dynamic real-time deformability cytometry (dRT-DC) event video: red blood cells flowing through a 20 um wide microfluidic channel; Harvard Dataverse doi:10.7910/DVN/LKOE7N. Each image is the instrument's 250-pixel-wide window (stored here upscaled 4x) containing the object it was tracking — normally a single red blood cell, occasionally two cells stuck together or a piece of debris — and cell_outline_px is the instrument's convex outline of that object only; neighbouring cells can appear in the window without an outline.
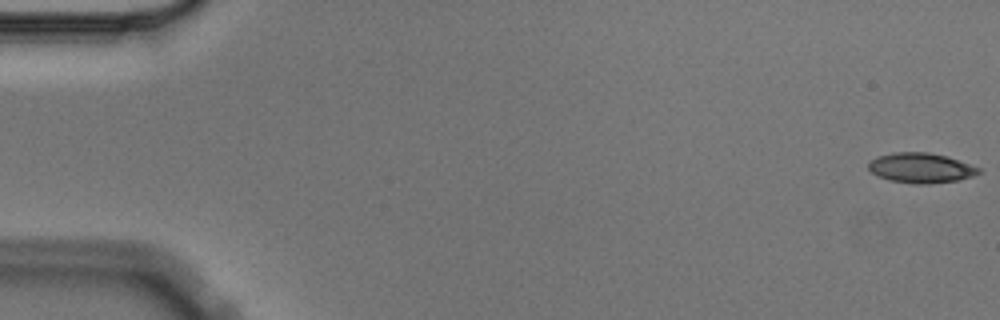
{"species": "Egyptian fruit bat (a non-hibernating species)", "species_latin": "Rousettus aegyptiacus", "temperature_condition": "cold", "stored_images_in_passage": 7, "camera_frame_rate_fps": 3000, "um_per_image_px": 0.085, "animal": {"sex": "male"}, "frame": {"image": 1, "passage_image": 1, "time_ms": 0.0, "image_size_px": [1000, 320], "cell_outline_px": [[984, 172], [960, 180], [928, 184], [916, 184], [888, 180], [872, 172], [868, 168], [868, 164], [876, 156], [892, 152], [928, 152], [948, 156], [980, 168]], "centroid_in_image_um": [78.3, 14.27], "position_along_channel_um": 6.7, "area_um2": 19.42}}
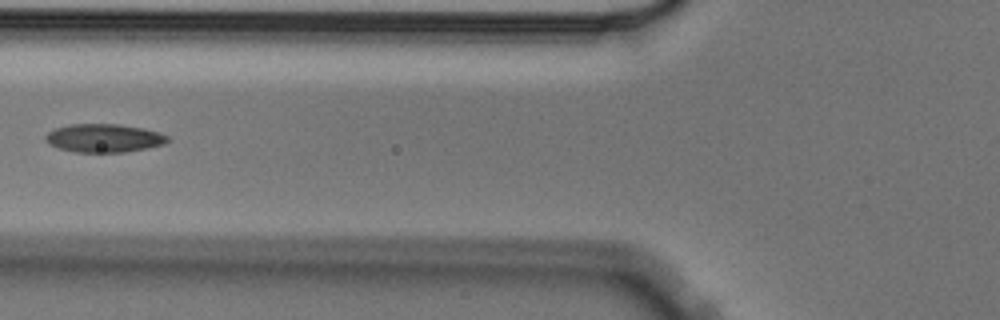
{"frame": {"image": 2, "passage_image": 6, "time_ms": 1.667, "image_size_px": [1000, 320], "cell_outline_px": [[168, 140], [164, 144], [148, 148], [124, 152], [76, 152], [60, 148], [48, 144], [44, 136], [48, 132], [56, 128], [72, 124], [120, 124], [144, 128], [160, 132], [168, 136]], "centroid_in_image_um": [8.85, 11.73], "position_along_channel_um": 116.9, "area_um2": 20.17}}
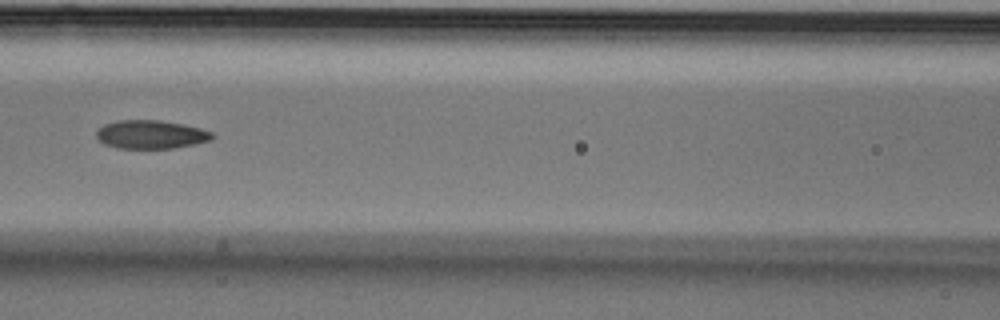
{"frame": {"image": 3, "passage_image": 7, "time_ms": 2.0, "image_size_px": [1000, 320], "cell_outline_px": [[216, 136], [212, 140], [196, 144], [172, 148], [116, 148], [104, 144], [96, 136], [96, 132], [104, 124], [116, 120], [160, 120], [184, 124], [200, 128], [212, 132]], "centroid_in_image_um": [12.85, 11.43], "position_along_channel_um": 153.7, "area_um2": 19.36}}